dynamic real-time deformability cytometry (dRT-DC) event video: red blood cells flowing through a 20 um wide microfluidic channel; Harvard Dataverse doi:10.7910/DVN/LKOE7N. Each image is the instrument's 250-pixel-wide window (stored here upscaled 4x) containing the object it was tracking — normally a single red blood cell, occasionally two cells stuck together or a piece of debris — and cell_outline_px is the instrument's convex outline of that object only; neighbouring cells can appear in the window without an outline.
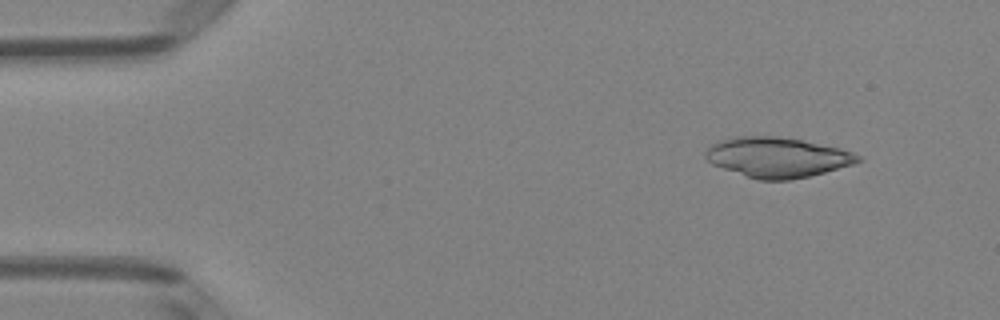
{"species": "Egyptian fruit bat (a non-hibernating species)", "species_latin": "Rousettus aegyptiacus", "temperature_condition": "room temperature", "stored_images_in_passage": 5, "camera_frame_rate_fps": 3000, "um_per_image_px": 0.085, "animal": {"sex": "female"}, "frame": {"image": 1, "passage_image": 2, "time_ms": 0.333, "image_size_px": [1000, 320], "cell_outline_px": [[864, 160], [852, 164], [824, 172], [808, 176], [788, 180], [756, 180], [712, 164], [704, 156], [704, 152], [708, 144], [732, 136], [776, 136], [804, 140], [840, 148], [852, 152], [860, 156]], "centroid_in_image_um": [66.02, 13.36], "position_along_channel_um": 19.0, "area_um2": 35.78}}